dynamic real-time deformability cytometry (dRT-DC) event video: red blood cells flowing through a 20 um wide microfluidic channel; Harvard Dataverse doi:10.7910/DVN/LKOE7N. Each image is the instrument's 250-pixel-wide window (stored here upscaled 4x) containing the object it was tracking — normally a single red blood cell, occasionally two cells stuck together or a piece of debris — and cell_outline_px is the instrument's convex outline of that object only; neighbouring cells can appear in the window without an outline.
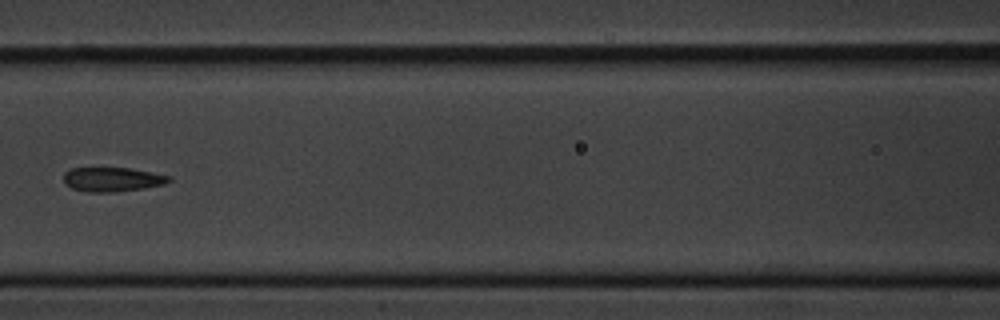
{"species": "common noctule bat (a hibernating species)", "species_latin": "Nyctalus noctula", "temperature_condition": "cold", "stored_images_in_passage": 10, "segment_of_instrument_passage": [1, 2], "camera_frame_rate_fps": 3000, "um_per_image_px": 0.085, "animal": {"sex": "male", "body_mass_g": 20.1, "forearm_length_mm": 53.5}, "frame": {"image": 1, "passage_image": 6, "time_ms": 6.0, "image_size_px": [1000, 320], "cell_outline_px": [[172, 180], [164, 184], [144, 188], [116, 192], [88, 192], [72, 188], [64, 184], [64, 172], [72, 168], [128, 168], [152, 172], [172, 176]], "centroid_in_image_um": [9.56, 15.25], "position_along_channel_um": 157.0, "area_um2": 14.97}}
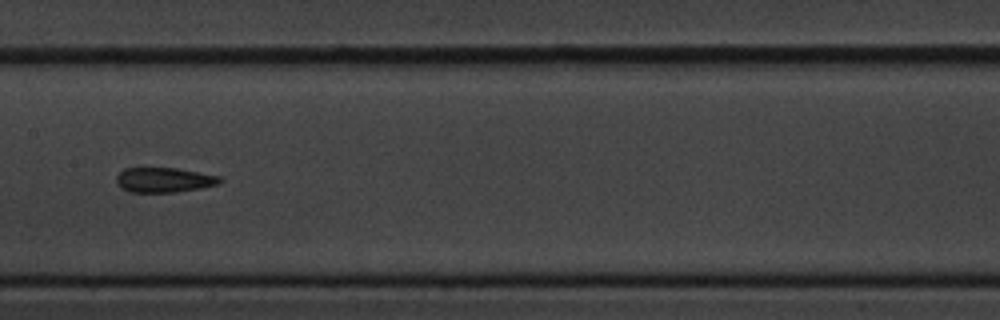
{"frame": {"image": 2, "passage_image": 7, "time_ms": 7.0, "image_size_px": [1000, 320], "cell_outline_px": [[224, 180], [220, 184], [200, 188], [176, 192], [128, 192], [120, 188], [116, 184], [116, 176], [124, 168], [176, 168], [220, 176]], "centroid_in_image_um": [13.93, 15.3], "position_along_channel_um": 193.5, "area_um2": 15.14}}
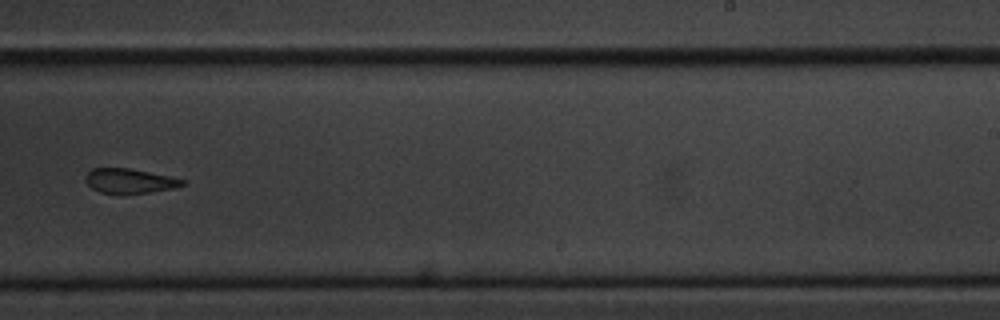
{"frame": {"image": 3, "passage_image": 9, "time_ms": 9.333, "image_size_px": [1000, 320], "cell_outline_px": [[188, 184], [172, 188], [148, 192], [120, 196], [100, 192], [92, 188], [84, 180], [84, 176], [92, 168], [128, 168], [188, 180]], "centroid_in_image_um": [11.0, 15.4], "position_along_channel_um": 278.0, "area_um2": 14.28}}